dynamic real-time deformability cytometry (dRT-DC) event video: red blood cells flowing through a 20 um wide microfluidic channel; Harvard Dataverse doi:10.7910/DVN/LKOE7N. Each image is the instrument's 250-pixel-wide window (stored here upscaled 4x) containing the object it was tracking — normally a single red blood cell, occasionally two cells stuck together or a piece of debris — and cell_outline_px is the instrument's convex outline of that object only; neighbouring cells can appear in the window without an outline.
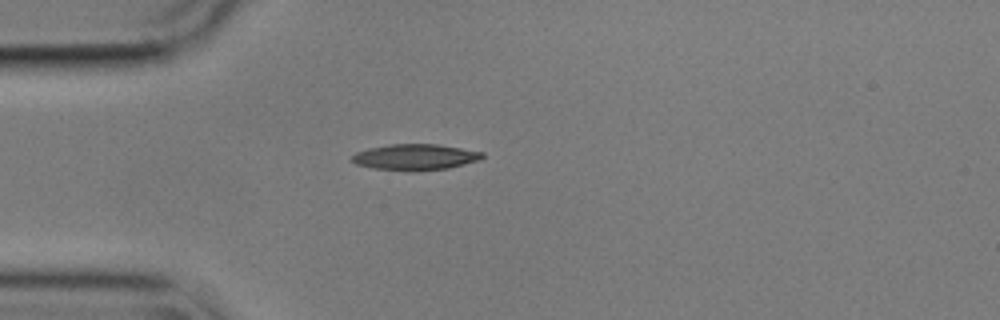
{"species": "common noctule bat (a hibernating species)", "species_latin": "Nyctalus noctula", "temperature_condition": "cold", "stored_images_in_passage": 42, "camera_frame_rate_fps": 3000, "um_per_image_px": 0.085, "animal": {"sex": "male", "body_mass_g": 17.9}, "frame": {"image": 1, "passage_image": 1, "time_ms": 0.0, "image_size_px": [1000, 320], "cell_outline_px": [[484, 156], [480, 160], [448, 168], [412, 172], [372, 168], [356, 164], [348, 160], [356, 152], [368, 148], [388, 144], [436, 144], [484, 152]], "centroid_in_image_um": [35.25, 13.36], "position_along_channel_um": 49.8, "area_um2": 20.0}}
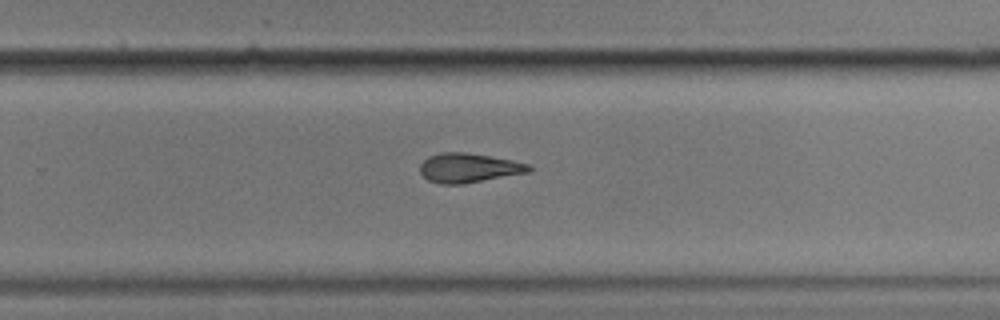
{"frame": {"image": 2, "passage_image": 22, "time_ms": 7.0, "image_size_px": [1000, 320], "cell_outline_px": [[532, 172], [460, 184], [440, 184], [428, 180], [420, 172], [420, 164], [428, 156], [444, 152], [464, 152], [512, 160], [528, 164], [532, 168]], "centroid_in_image_um": [39.84, 14.27], "position_along_channel_um": 290.0, "area_um2": 18.5}}
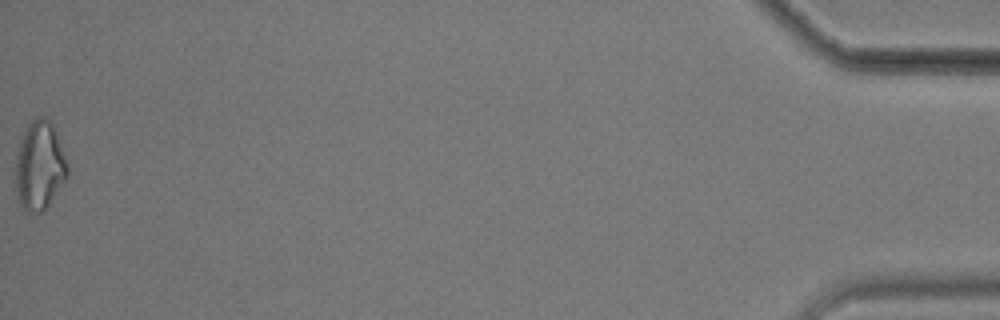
{"frame": {"image": 3, "passage_image": 42, "time_ms": 13.667, "image_size_px": [1000, 320], "cell_outline_px": [[68, 176], [48, 204], [40, 212], [28, 212], [20, 204], [16, 192], [16, 156], [24, 132], [28, 124], [36, 116], [44, 116], [52, 124], [56, 132], [68, 168]], "centroid_in_image_um": [3.35, 14.07], "position_along_channel_um": 431.8, "area_um2": 26.3}, "authors_computed_cell_mechanics": {"area_um2": 19.2474, "velocity_mm_per_s": 3.5898, "shape_relaxation_time_tau1_ms": 7.29, "shape_relaxation_time_tau2_ms": 3.1831, "deformation_change_tau1": 0.2026, "deformation_change_tau2": 0.121}}